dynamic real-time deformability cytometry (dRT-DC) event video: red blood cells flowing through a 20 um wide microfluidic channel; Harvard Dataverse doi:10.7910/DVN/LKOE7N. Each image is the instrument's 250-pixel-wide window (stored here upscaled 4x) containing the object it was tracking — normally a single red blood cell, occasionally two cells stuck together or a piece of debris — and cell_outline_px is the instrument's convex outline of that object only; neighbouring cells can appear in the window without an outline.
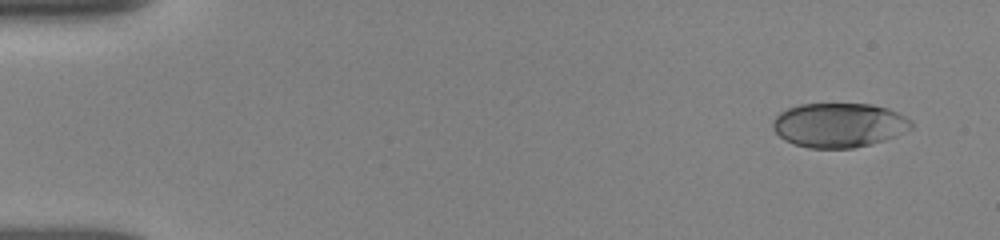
{"species": "human", "species_latin": "Homo sapiens", "temperature_condition": "room temperature", "stored_images_in_passage": 6, "camera_frame_rate_fps": 3000, "um_per_image_px": 0.085, "donor": {"sex": "female"}, "frame": {"image": 1, "passage_image": 1, "time_ms": 0.0, "image_size_px": [1000, 240], "cell_outline_px": [[912, 128], [896, 136], [884, 140], [852, 148], [808, 148], [784, 140], [772, 128], [772, 120], [780, 112], [788, 108], [800, 104], [872, 104], [888, 108], [912, 120]], "centroid_in_image_um": [71.3, 10.63], "position_along_channel_um": 13.7, "area_um2": 35.78}}
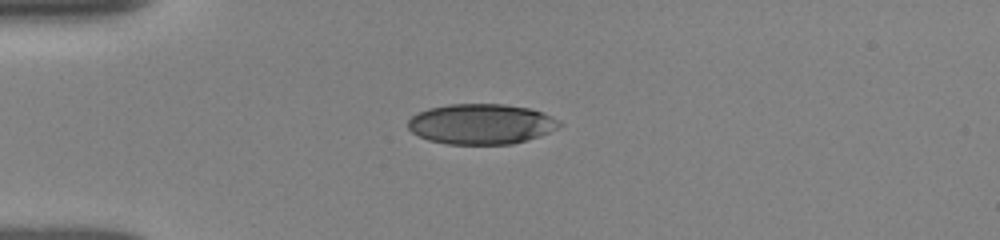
{"frame": {"image": 2, "passage_image": 4, "time_ms": 3.333, "image_size_px": [1000, 240], "cell_outline_px": [[564, 124], [540, 136], [512, 144], [448, 144], [428, 140], [412, 132], [408, 128], [408, 120], [416, 112], [428, 108], [448, 104], [504, 104], [528, 108], [544, 112], [560, 120]], "centroid_in_image_um": [40.9, 10.53], "position_along_channel_um": 44.1, "area_um2": 35.78}}
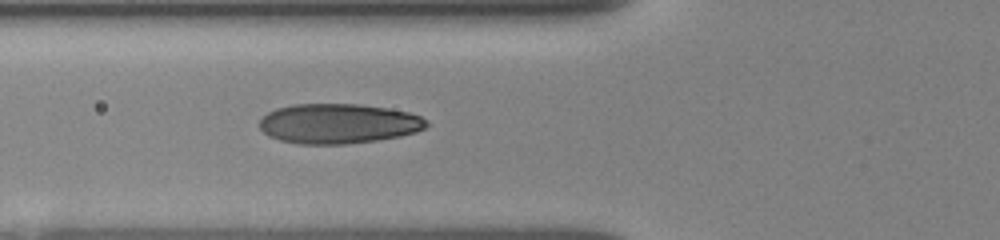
{"frame": {"image": 3, "passage_image": 6, "time_ms": 5.333, "image_size_px": [1000, 240], "cell_outline_px": [[428, 124], [424, 128], [416, 132], [400, 136], [376, 140], [344, 144], [300, 144], [280, 140], [268, 136], [260, 128], [260, 120], [268, 112], [276, 108], [292, 104], [356, 104], [388, 108], [408, 112], [420, 116]], "centroid_in_image_um": [28.73, 10.5], "position_along_channel_um": 97.1, "area_um2": 38.67}}